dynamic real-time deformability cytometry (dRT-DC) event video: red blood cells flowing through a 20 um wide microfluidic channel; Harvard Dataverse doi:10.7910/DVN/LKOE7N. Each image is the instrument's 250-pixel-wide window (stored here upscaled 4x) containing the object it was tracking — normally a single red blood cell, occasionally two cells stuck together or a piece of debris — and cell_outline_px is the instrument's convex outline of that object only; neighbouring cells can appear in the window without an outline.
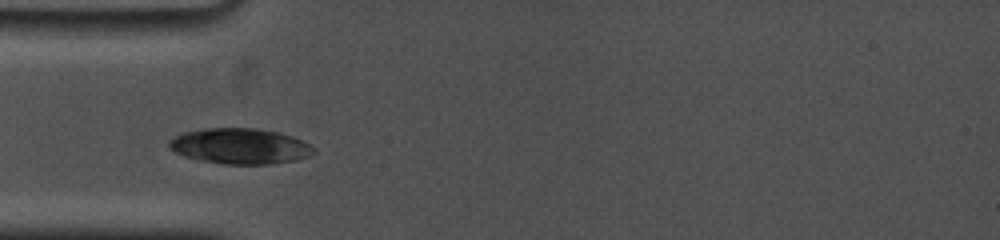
{"species": "common noctule bat (a hibernating species)", "species_latin": "Nyctalus noctula", "temperature_condition": "cold", "stored_images_in_passage": 6, "camera_frame_rate_fps": 5000, "um_per_image_px": 0.085, "animal": {"sex": "female", "body_mass_g": 19.0, "forearm_length_mm": 53.3}, "frame": {"image": 1, "passage_image": 3, "time_ms": 1.0, "image_size_px": [1000, 240], "cell_outline_px": [[316, 152], [300, 160], [268, 164], [224, 164], [200, 160], [184, 156], [168, 148], [168, 140], [184, 132], [204, 128], [256, 128], [280, 132], [292, 136], [316, 148]], "centroid_in_image_um": [20.41, 12.42], "position_along_channel_um": 64.6, "area_um2": 30.17}}